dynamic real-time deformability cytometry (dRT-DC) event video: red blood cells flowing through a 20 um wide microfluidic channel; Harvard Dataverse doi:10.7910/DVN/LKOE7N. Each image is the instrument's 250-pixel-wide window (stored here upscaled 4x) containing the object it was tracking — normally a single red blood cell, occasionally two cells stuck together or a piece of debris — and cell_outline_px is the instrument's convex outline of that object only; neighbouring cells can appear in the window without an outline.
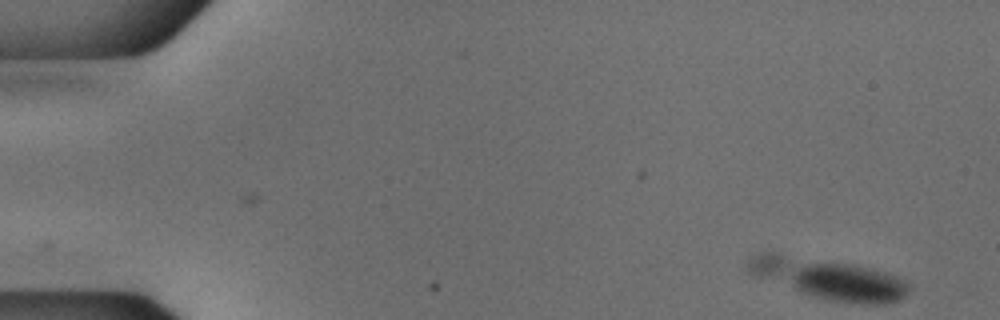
{"species": "common noctule bat (a hibernating species)", "species_latin": "Nyctalus noctula", "temperature_condition": "cold", "stored_images_in_passage": 2, "camera_frame_rate_fps": 3000, "um_per_image_px": 0.085, "animal": {"sex": "male", "body_mass_g": 18.8}, "frame": {"image": 1, "passage_image": 2, "time_ms": 0.333, "image_size_px": [1000, 320], "cell_outline_px": [[908, 288], [904, 296], [900, 300], [884, 304], [864, 304], [832, 300], [812, 296], [748, 272], [748, 260], [752, 256], [760, 252], [780, 252], [856, 264], [872, 268], [884, 272], [904, 280], [908, 284]], "centroid_in_image_um": [70.44, 23.65], "position_along_channel_um": 14.6, "area_um2": 37.69}}